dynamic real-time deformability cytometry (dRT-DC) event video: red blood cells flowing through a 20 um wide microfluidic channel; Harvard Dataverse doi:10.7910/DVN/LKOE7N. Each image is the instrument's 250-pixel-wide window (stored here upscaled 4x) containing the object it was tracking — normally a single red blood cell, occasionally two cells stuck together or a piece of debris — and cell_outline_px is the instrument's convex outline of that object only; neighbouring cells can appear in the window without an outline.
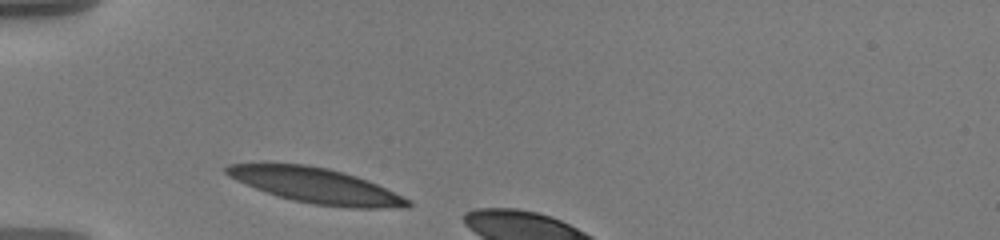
{"species": "human", "species_latin": "Homo sapiens", "temperature_condition": "warm", "stored_images_in_passage": 5, "camera_frame_rate_fps": 3000, "um_per_image_px": 0.085, "donor": {"sex": "male"}, "frame": {"image": 1, "passage_image": 1, "time_ms": 0.0, "image_size_px": [1000, 240], "cell_outline_px": [[412, 204], [408, 208], [352, 208], [316, 204], [296, 200], [280, 196], [256, 188], [236, 180], [228, 176], [224, 172], [224, 168], [228, 164], [308, 164], [328, 168], [356, 176], [368, 180], [412, 200]], "centroid_in_image_um": [26.93, 15.78], "position_along_channel_um": 58.1, "area_um2": 36.76}}